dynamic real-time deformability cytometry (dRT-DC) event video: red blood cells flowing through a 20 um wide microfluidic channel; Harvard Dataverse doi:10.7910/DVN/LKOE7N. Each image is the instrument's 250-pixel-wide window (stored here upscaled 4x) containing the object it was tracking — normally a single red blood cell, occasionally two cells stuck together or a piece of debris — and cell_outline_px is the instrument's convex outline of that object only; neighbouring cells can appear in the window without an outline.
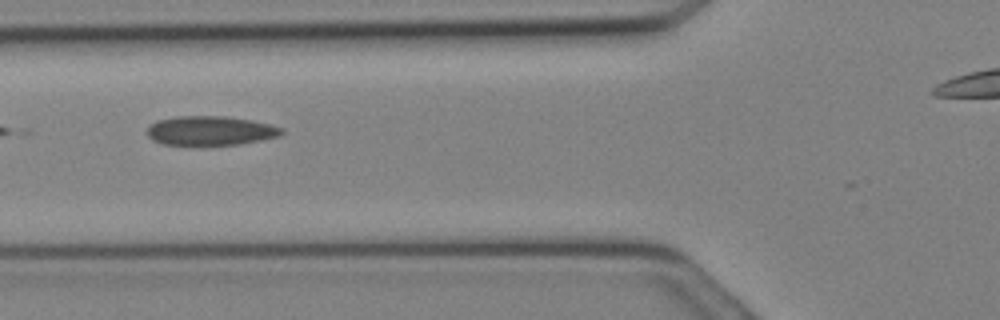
{"species": "Egyptian fruit bat (a non-hibernating species)", "species_latin": "Rousettus aegyptiacus", "temperature_condition": "cold", "stored_images_in_passage": 17, "camera_frame_rate_fps": 3000, "um_per_image_px": 0.085, "animal": {"sex": "female"}, "frame": {"image": 1, "passage_image": 6, "time_ms": 1.667, "image_size_px": [1000, 320], "cell_outline_px": [[284, 132], [280, 136], [240, 144], [160, 144], [152, 140], [148, 136], [148, 128], [156, 120], [180, 116], [224, 116], [252, 120], [284, 128]], "centroid_in_image_um": [17.9, 11.1], "position_along_channel_um": 107.9, "area_um2": 22.72}}
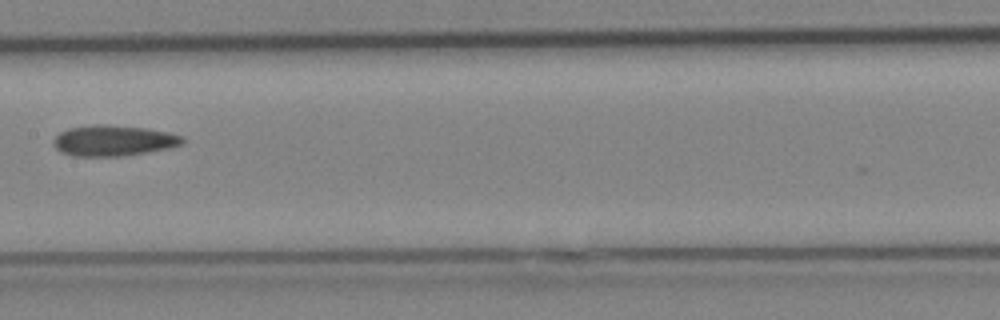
{"frame": {"image": 2, "passage_image": 10, "time_ms": 3.0, "image_size_px": [1000, 320], "cell_outline_px": [[184, 144], [172, 148], [124, 156], [72, 156], [60, 152], [52, 144], [52, 140], [60, 132], [68, 128], [96, 124], [104, 124], [144, 128], [168, 132], [180, 136], [184, 140]], "centroid_in_image_um": [9.62, 11.96], "position_along_channel_um": 197.8, "area_um2": 23.29}}
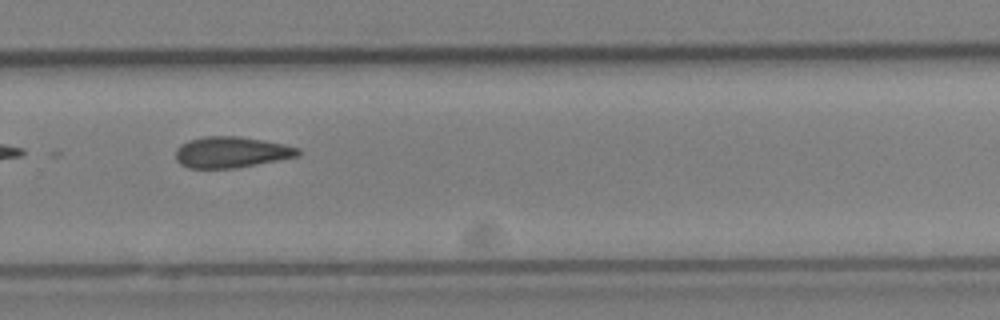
{"frame": {"image": 3, "passage_image": 15, "time_ms": 4.667, "image_size_px": [1000, 320], "cell_outline_px": [[304, 152], [300, 156], [236, 168], [188, 168], [180, 164], [176, 160], [176, 148], [180, 144], [188, 140], [204, 136], [236, 136], [260, 140], [300, 148]], "centroid_in_image_um": [19.65, 12.94], "position_along_channel_um": 310.2, "area_um2": 22.2}}